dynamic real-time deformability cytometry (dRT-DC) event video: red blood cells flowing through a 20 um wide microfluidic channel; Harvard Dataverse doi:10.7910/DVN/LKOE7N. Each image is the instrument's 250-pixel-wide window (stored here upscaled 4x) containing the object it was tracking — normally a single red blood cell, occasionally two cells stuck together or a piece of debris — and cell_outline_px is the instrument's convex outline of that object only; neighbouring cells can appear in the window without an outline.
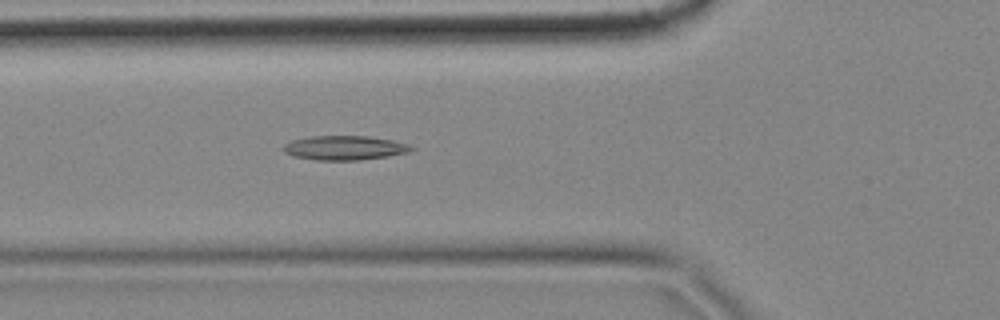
{"species": "common noctule bat (a hibernating species)", "species_latin": "Nyctalus noctula", "temperature_condition": "cold", "stored_images_in_passage": 57, "camera_frame_rate_fps": 3000, "um_per_image_px": 0.085, "animal": {"sex": "female", "body_mass_g": 18.4}, "frame": {"image": 1, "passage_image": 20, "time_ms": 6.333, "image_size_px": [1000, 320], "cell_outline_px": [[416, 148], [408, 152], [388, 156], [360, 160], [316, 160], [292, 156], [284, 152], [284, 144], [292, 140], [312, 136], [368, 136], [392, 140], [408, 144]], "centroid_in_image_um": [29.29, 12.57], "position_along_channel_um": 96.5, "area_um2": 18.09}}
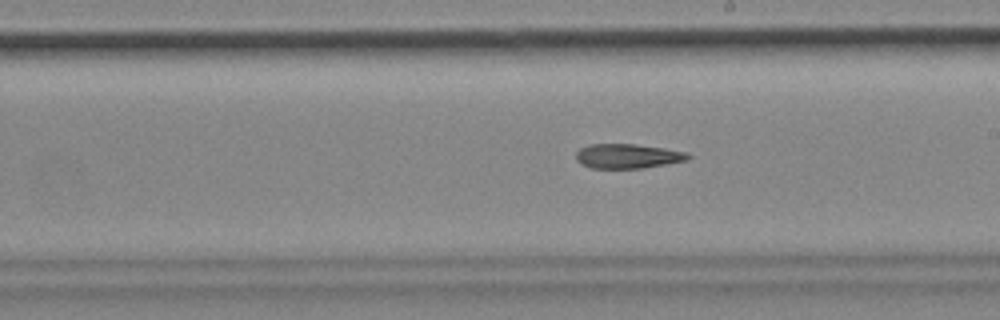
{"frame": {"image": 2, "passage_image": 32, "time_ms": 10.333, "image_size_px": [1000, 320], "cell_outline_px": [[692, 156], [684, 160], [644, 168], [592, 168], [580, 164], [576, 160], [576, 152], [580, 148], [588, 144], [636, 144], [664, 148], [688, 152]], "centroid_in_image_um": [53.31, 13.26], "position_along_channel_um": 235.7, "area_um2": 16.01}}
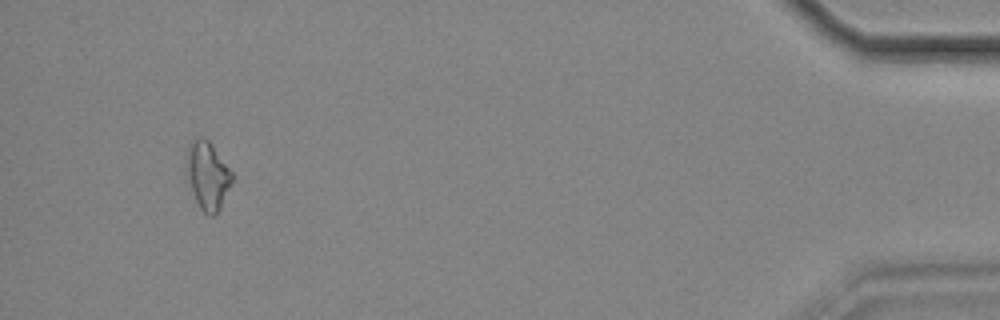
{"frame": {"image": 3, "passage_image": 54, "time_ms": 17.667, "image_size_px": [1000, 320], "cell_outline_px": [[232, 184], [220, 208], [212, 216], [208, 216], [200, 208], [184, 176], [184, 152], [200, 136], [204, 136], [212, 144], [232, 172]], "centroid_in_image_um": [17.59, 14.91], "position_along_channel_um": 417.6, "area_um2": 18.44}}